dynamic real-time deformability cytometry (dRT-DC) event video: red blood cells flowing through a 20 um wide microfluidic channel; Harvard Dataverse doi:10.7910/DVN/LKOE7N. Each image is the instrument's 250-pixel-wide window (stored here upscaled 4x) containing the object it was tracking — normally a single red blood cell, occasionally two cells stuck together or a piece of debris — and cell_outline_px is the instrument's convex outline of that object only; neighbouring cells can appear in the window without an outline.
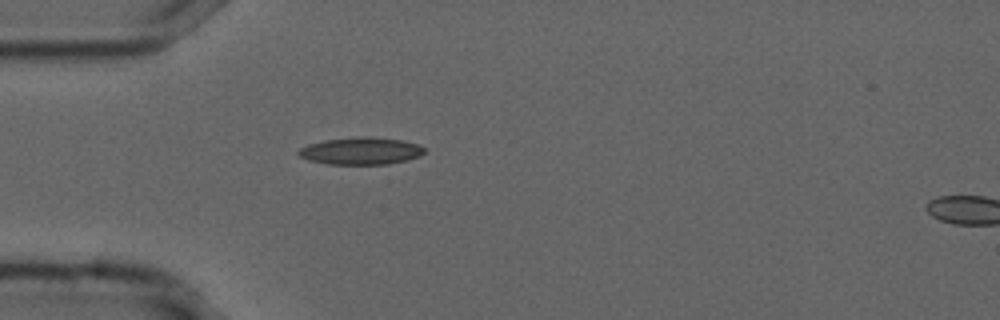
{"species": "common noctule bat (a hibernating species)", "species_latin": "Nyctalus noctula", "temperature_condition": "cold", "stored_images_in_passage": 40, "camera_frame_rate_fps": 3000, "um_per_image_px": 0.085, "animal": {"sex": "male", "forearm_length_mm": 52.5}, "frame": {"image": 1, "passage_image": 1, "time_ms": 0.0, "image_size_px": [1000, 320], "cell_outline_px": [[424, 152], [420, 156], [408, 160], [388, 164], [328, 164], [308, 160], [300, 156], [296, 152], [300, 148], [308, 144], [324, 140], [360, 136], [368, 136], [400, 140], [420, 144], [424, 148]], "centroid_in_image_um": [30.68, 12.83], "position_along_channel_um": 54.3, "area_um2": 20.06}}
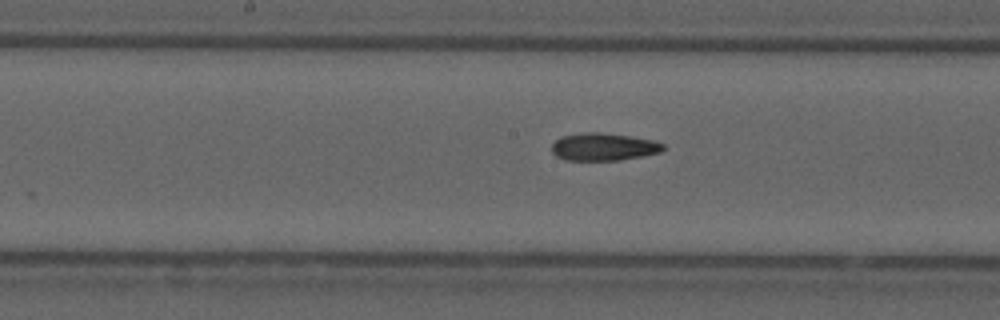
{"frame": {"image": 2, "passage_image": 13, "time_ms": 4.0, "image_size_px": [1000, 320], "cell_outline_px": [[664, 148], [660, 152], [644, 156], [620, 160], [564, 160], [556, 156], [552, 152], [552, 144], [560, 136], [584, 132], [600, 132], [632, 136], [656, 140], [664, 144]], "centroid_in_image_um": [51.31, 12.47], "position_along_channel_um": 196.9, "area_um2": 18.15}}
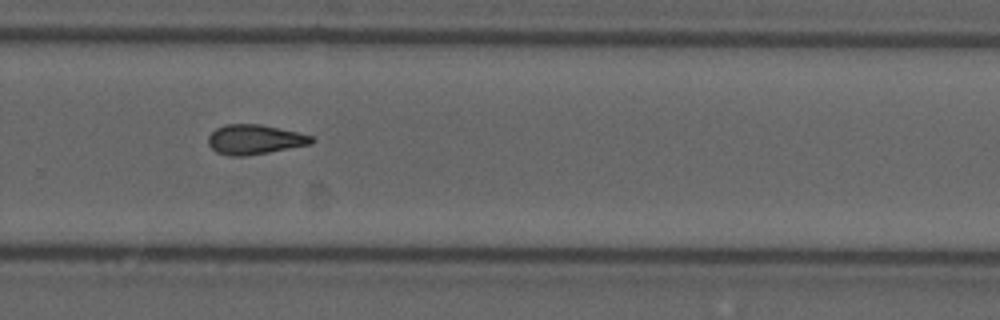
{"frame": {"image": 3, "passage_image": 22, "time_ms": 7.0, "image_size_px": [1000, 320], "cell_outline_px": [[316, 140], [312, 144], [268, 152], [244, 156], [228, 156], [216, 152], [208, 144], [208, 136], [216, 128], [224, 124], [260, 124], [296, 132], [312, 136]], "centroid_in_image_um": [21.63, 11.86], "position_along_channel_um": 308.2, "area_um2": 17.86}, "authors_computed_cell_mechanics": {"area_um2": 17.8024, "velocity_mm_per_s": 3.7204, "shape_relaxation_time_tau1_ms": null, "shape_relaxation_time_tau2_ms": 3.3093, "deformation_change_tau1": null, "deformation_change_tau2": 0.1198}}